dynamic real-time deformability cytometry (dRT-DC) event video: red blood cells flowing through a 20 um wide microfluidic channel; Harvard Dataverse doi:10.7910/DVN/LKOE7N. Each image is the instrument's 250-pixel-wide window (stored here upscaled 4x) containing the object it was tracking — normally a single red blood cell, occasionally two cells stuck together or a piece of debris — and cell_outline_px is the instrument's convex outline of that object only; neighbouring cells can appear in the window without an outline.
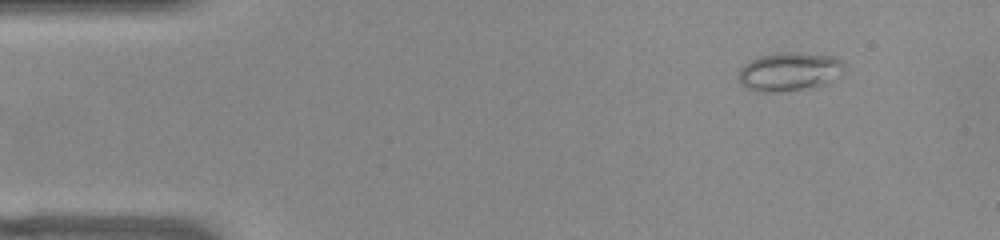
{"species": "common noctule bat (a hibernating species)", "species_latin": "Nyctalus noctula", "temperature_condition": "warm", "stored_images_in_passage": 48, "camera_frame_rate_fps": 3000, "um_per_image_px": 0.085, "animal": {"sex": "female", "body_mass_g": 22.0, "forearm_length_mm": 56.7}, "frame": {"image": 1, "passage_image": 1, "time_ms": 0.0, "image_size_px": [1000, 240], "cell_outline_px": [[844, 68], [828, 84], [776, 92], [760, 92], [744, 88], [740, 84], [740, 68], [744, 64], [760, 56], [776, 52], [792, 52], [832, 56], [840, 60]], "centroid_in_image_um": [67.04, 6.09], "position_along_channel_um": 18.0, "area_um2": 23.47}}
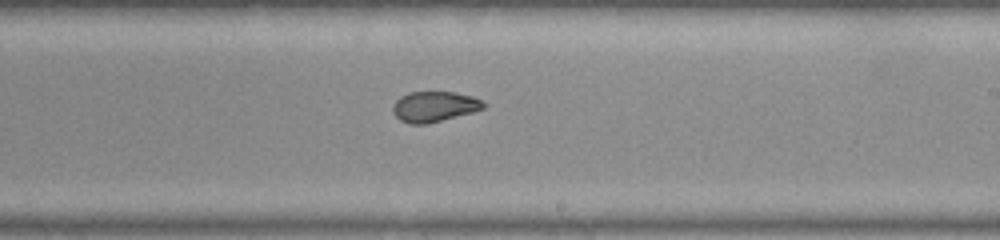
{"frame": {"image": 2, "passage_image": 26, "time_ms": 8.333, "image_size_px": [1000, 240], "cell_outline_px": [[484, 108], [472, 112], [428, 124], [408, 124], [400, 120], [392, 112], [392, 108], [396, 100], [400, 96], [408, 92], [452, 92], [472, 96], [480, 100], [484, 104]], "centroid_in_image_um": [36.86, 9.07], "position_along_channel_um": 252.1, "area_um2": 16.01}}
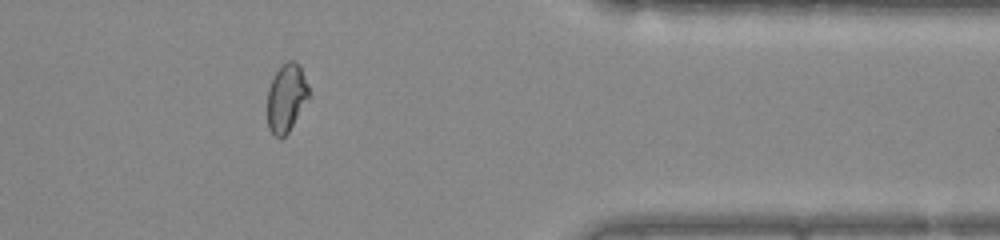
{"frame": {"image": 3, "passage_image": 38, "time_ms": 12.333, "image_size_px": [1000, 240], "cell_outline_px": [[308, 96], [288, 132], [280, 140], [268, 128], [268, 88], [276, 72], [288, 60], [292, 60], [300, 68], [308, 84]], "centroid_in_image_um": [24.31, 8.34], "position_along_channel_um": 387.1, "area_um2": 15.78}, "authors_computed_cell_mechanics": {"area_um2": 17.4845, "velocity_mm_per_s": 3.8872, "shape_relaxation_time_tau1_ms": null, "shape_relaxation_time_tau2_ms": 1.2486, "deformation_change_tau1": null, "deformation_change_tau2": 0.0551}}